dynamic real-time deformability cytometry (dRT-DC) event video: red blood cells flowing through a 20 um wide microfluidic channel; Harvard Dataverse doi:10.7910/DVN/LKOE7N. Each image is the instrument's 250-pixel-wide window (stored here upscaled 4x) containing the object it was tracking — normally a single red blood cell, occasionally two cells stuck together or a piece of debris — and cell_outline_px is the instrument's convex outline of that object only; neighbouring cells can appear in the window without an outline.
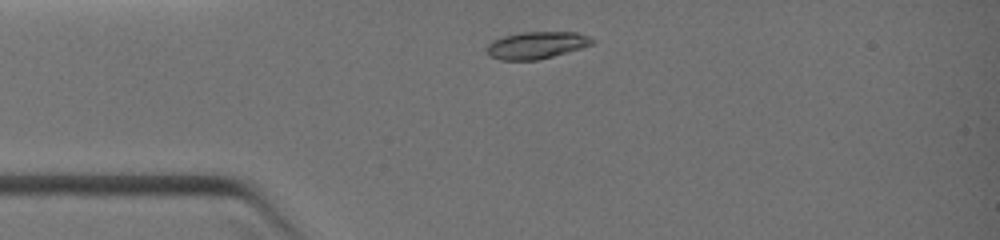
{"species": "common noctule bat (a hibernating species)", "species_latin": "Nyctalus noctula", "temperature_condition": "warm", "stored_images_in_passage": 4, "camera_frame_rate_fps": 3000, "um_per_image_px": 0.085, "animal": {"sex": "female", "body_mass_g": 19.0, "forearm_length_mm": 51.5}, "frame": {"image": 1, "passage_image": 1, "time_ms": 0.0, "image_size_px": [1000, 240], "cell_outline_px": [[596, 40], [592, 44], [580, 48], [552, 56], [536, 60], [500, 60], [488, 56], [484, 48], [492, 40], [504, 36], [520, 32], [576, 32], [588, 36]], "centroid_in_image_um": [45.54, 3.84], "position_along_channel_um": 39.5, "area_um2": 16.7}}
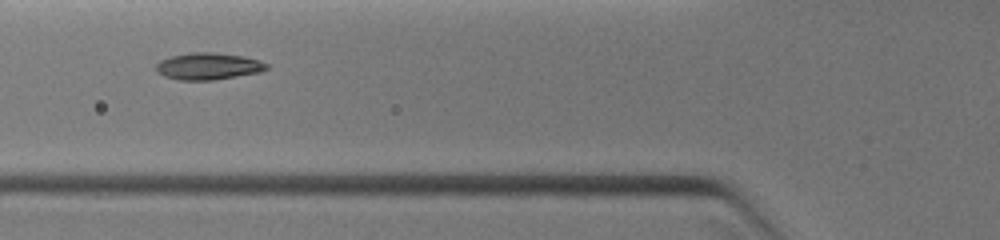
{"frame": {"image": 2, "passage_image": 3, "time_ms": 1.667, "image_size_px": [1000, 240], "cell_outline_px": [[268, 68], [260, 72], [212, 80], [180, 80], [164, 76], [156, 72], [156, 64], [160, 60], [172, 56], [192, 52], [212, 52], [244, 56], [260, 60], [268, 64]], "centroid_in_image_um": [17.7, 5.62], "position_along_channel_um": 108.1, "area_um2": 17.28}}
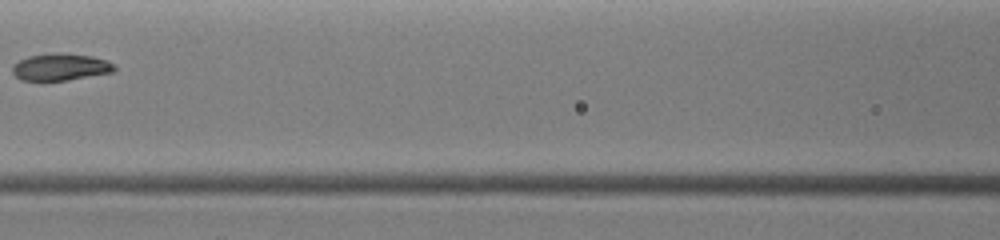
{"frame": {"image": 3, "passage_image": 4, "time_ms": 2.667, "image_size_px": [1000, 240], "cell_outline_px": [[116, 68], [112, 72], [68, 80], [40, 84], [20, 80], [12, 72], [12, 64], [28, 56], [52, 52], [60, 52], [92, 56], [108, 60], [116, 64]], "centroid_in_image_um": [5.09, 5.73], "position_along_channel_um": 161.5, "area_um2": 16.94}}